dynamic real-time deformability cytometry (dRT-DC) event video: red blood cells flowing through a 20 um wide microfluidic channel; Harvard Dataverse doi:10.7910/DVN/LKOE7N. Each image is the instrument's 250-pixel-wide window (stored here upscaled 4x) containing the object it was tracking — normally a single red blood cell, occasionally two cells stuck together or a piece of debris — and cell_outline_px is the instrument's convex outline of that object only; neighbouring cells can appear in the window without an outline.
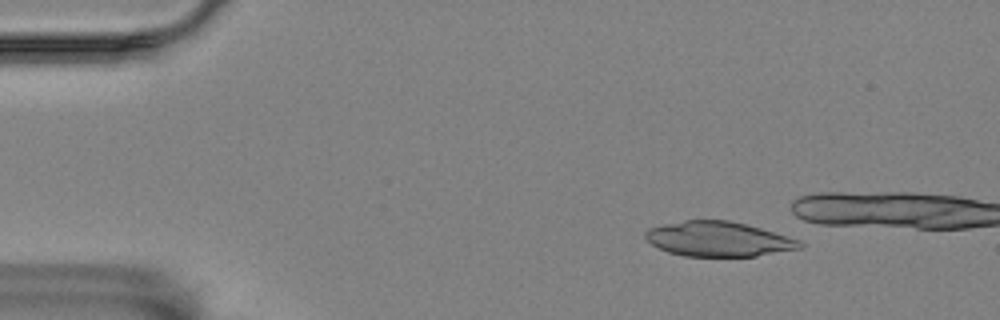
{"species": "Egyptian fruit bat (a non-hibernating species)", "species_latin": "Rousettus aegyptiacus", "temperature_condition": "room temperature", "stored_images_in_passage": 5, "camera_frame_rate_fps": 3000, "um_per_image_px": 0.085, "animal": {"sex": "female"}, "frame": {"image": 1, "passage_image": 2, "time_ms": 1.0, "image_size_px": [1000, 320], "cell_outline_px": [[804, 248], [756, 256], [684, 256], [668, 252], [652, 244], [644, 236], [644, 232], [648, 228], [664, 224], [684, 220], [728, 220], [760, 228], [800, 240], [804, 244]], "centroid_in_image_um": [61.07, 20.32], "position_along_channel_um": 23.9, "area_um2": 31.27}}